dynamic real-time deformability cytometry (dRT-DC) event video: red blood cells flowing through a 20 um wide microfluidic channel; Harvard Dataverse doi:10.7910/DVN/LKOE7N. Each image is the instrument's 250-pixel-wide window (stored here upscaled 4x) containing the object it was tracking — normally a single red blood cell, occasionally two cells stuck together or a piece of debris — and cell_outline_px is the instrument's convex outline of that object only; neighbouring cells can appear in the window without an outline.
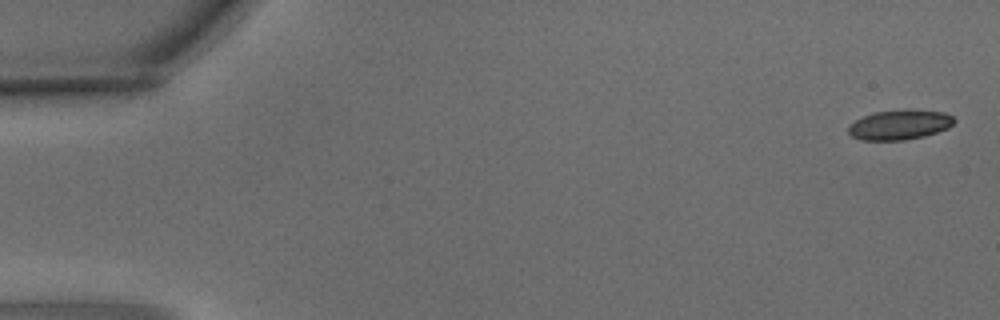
{"species": "common noctule bat (a hibernating species)", "species_latin": "Nyctalus noctula", "temperature_condition": "warm", "stored_images_in_passage": 3, "camera_frame_rate_fps": 3000, "um_per_image_px": 0.085, "animal": {"sex": "male", "body_mass_g": 15.6}, "frame": {"image": 1, "passage_image": 1, "time_ms": 0.0, "image_size_px": [1000, 320], "cell_outline_px": [[956, 120], [948, 128], [924, 136], [904, 140], [860, 140], [852, 136], [848, 132], [848, 128], [856, 120], [872, 112], [912, 108], [944, 112], [952, 116]], "centroid_in_image_um": [76.49, 10.58], "position_along_channel_um": 8.5, "area_um2": 18.55}}